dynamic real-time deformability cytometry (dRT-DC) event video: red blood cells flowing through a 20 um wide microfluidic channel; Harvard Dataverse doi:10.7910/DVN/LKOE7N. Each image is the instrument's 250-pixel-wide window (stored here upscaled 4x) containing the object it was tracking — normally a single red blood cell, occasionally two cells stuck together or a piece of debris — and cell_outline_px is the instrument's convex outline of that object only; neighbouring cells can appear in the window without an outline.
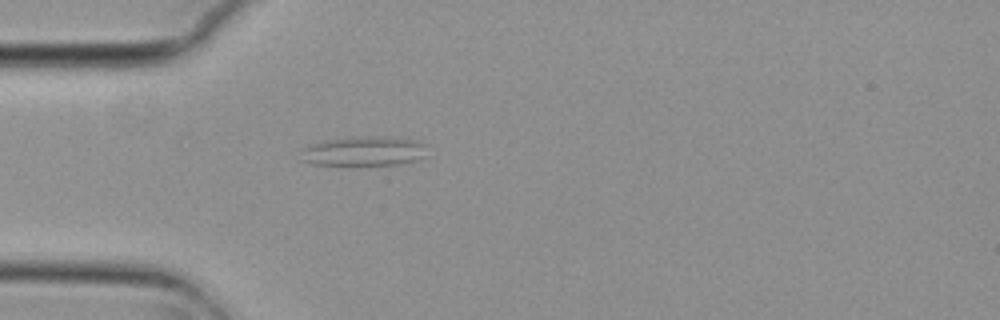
{"species": "common noctule bat (a hibernating species)", "species_latin": "Nyctalus noctula", "temperature_condition": "cold", "stored_images_in_passage": 3, "camera_frame_rate_fps": 3000, "um_per_image_px": 0.085, "animal": {"sex": "female", "body_mass_g": 29.2, "forearm_length_mm": 56.3}, "frame": {"image": 1, "passage_image": 3, "time_ms": 0.667, "image_size_px": [1000, 320], "cell_outline_px": [[428, 144], [424, 156], [416, 160], [400, 164], [312, 164], [300, 160], [300, 148], [308, 144], [324, 140], [352, 136], [388, 136], [420, 140]], "centroid_in_image_um": [30.92, 12.81], "position_along_channel_um": 54.1, "area_um2": 22.25}}